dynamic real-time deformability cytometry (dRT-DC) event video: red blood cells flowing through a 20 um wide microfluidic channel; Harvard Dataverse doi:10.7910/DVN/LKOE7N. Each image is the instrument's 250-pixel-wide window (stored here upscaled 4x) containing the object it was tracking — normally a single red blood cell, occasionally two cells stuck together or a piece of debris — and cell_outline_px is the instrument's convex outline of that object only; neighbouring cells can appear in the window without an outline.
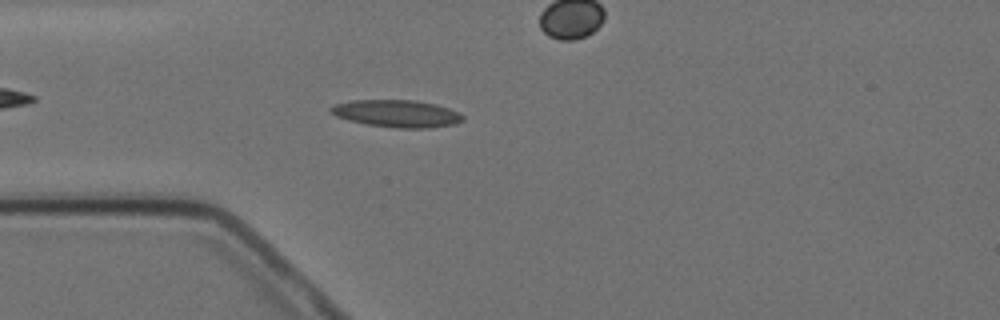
{"species": "Egyptian fruit bat (a non-hibernating species)", "species_latin": "Rousettus aegyptiacus", "temperature_condition": "cold", "stored_images_in_passage": 5, "camera_frame_rate_fps": 3000, "um_per_image_px": 0.085, "animal": {"sex": "female"}, "frame": {"image": 1, "passage_image": 4, "time_ms": 3.667, "image_size_px": [1000, 320], "cell_outline_px": [[464, 120], [456, 124], [428, 128], [396, 128], [368, 124], [348, 120], [336, 116], [328, 108], [336, 104], [352, 100], [416, 100], [436, 104], [460, 112], [464, 116]], "centroid_in_image_um": [33.78, 9.65], "position_along_channel_um": 51.2, "area_um2": 21.04}}